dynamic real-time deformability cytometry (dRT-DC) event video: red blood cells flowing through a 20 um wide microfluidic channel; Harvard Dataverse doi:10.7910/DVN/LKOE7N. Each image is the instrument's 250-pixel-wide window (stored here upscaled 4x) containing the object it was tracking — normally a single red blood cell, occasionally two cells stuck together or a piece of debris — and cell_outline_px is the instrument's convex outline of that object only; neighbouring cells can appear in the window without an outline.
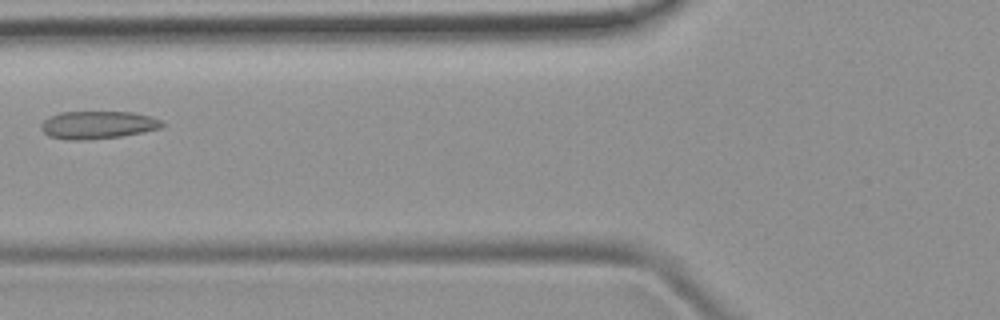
{"species": "common noctule bat (a hibernating species)", "species_latin": "Nyctalus noctula", "temperature_condition": "room temperature", "stored_images_in_passage": 9, "camera_frame_rate_fps": 3000, "um_per_image_px": 0.085, "animal": {"sex": "female", "body_mass_g": 19.9}, "frame": {"image": 1, "passage_image": 7, "time_ms": 8.0, "image_size_px": [1000, 320], "cell_outline_px": [[164, 124], [160, 128], [120, 136], [84, 140], [68, 140], [48, 136], [40, 128], [40, 124], [48, 116], [60, 112], [132, 112], [148, 116], [160, 120]], "centroid_in_image_um": [8.23, 10.61], "position_along_channel_um": 117.6, "area_um2": 19.42}}
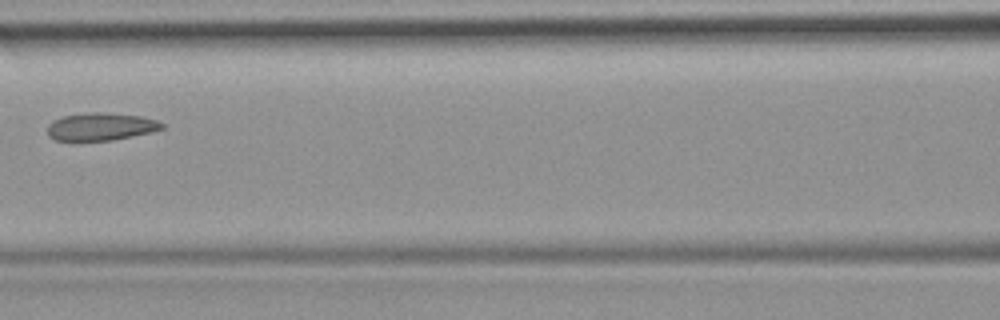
{"frame": {"image": 2, "passage_image": 8, "time_ms": 9.0, "image_size_px": [1000, 320], "cell_outline_px": [[164, 128], [152, 132], [112, 140], [72, 144], [56, 140], [48, 136], [48, 124], [52, 120], [64, 116], [84, 112], [104, 112], [140, 116], [156, 120], [164, 124]], "centroid_in_image_um": [8.49, 10.8], "position_along_channel_um": 158.1, "area_um2": 19.25}}
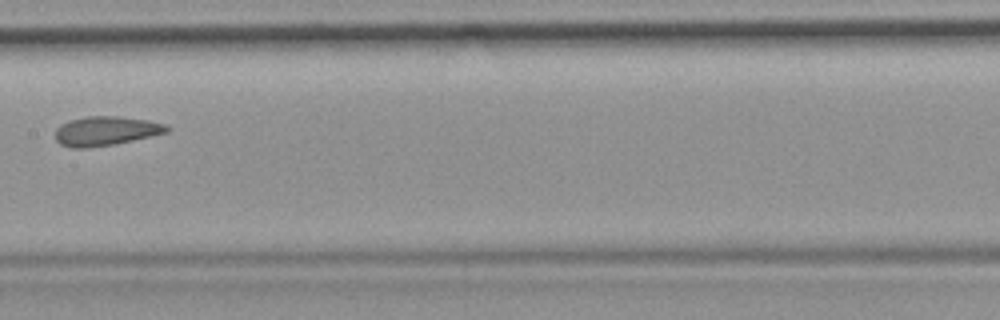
{"frame": {"image": 3, "passage_image": 9, "time_ms": 10.0, "image_size_px": [1000, 320], "cell_outline_px": [[172, 128], [168, 132], [116, 144], [88, 148], [72, 148], [60, 144], [56, 140], [56, 128], [60, 124], [68, 120], [88, 116], [120, 116], [148, 120], [164, 124]], "centroid_in_image_um": [8.99, 11.13], "position_along_channel_um": 198.4, "area_um2": 19.19}}